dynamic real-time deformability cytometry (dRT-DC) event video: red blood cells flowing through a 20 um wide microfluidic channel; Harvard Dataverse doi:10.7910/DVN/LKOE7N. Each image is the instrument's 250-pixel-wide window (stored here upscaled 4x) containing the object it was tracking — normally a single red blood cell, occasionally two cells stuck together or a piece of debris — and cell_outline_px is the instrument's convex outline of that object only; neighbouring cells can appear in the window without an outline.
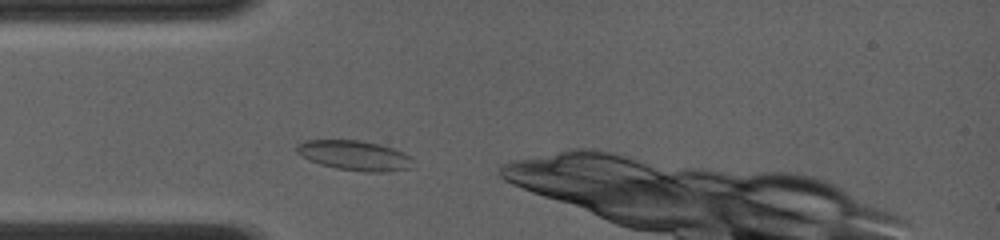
{"species": "common noctule bat (a hibernating species)", "species_latin": "Nyctalus noctula", "temperature_condition": "room temperature", "stored_images_in_passage": 39, "camera_frame_rate_fps": 4000, "um_per_image_px": 0.085, "animal": {"sex": "female", "body_mass_g": 19.0, "forearm_length_mm": 56.7}, "frame": {"image": 1, "passage_image": 1, "time_ms": 0.0, "image_size_px": [1000, 240], "cell_outline_px": [[412, 168], [388, 172], [364, 172], [336, 168], [320, 164], [308, 160], [296, 152], [296, 144], [304, 140], [360, 140], [380, 144], [404, 152], [412, 156]], "centroid_in_image_um": [30.15, 13.21], "position_along_channel_um": 54.9, "area_um2": 20.52}}
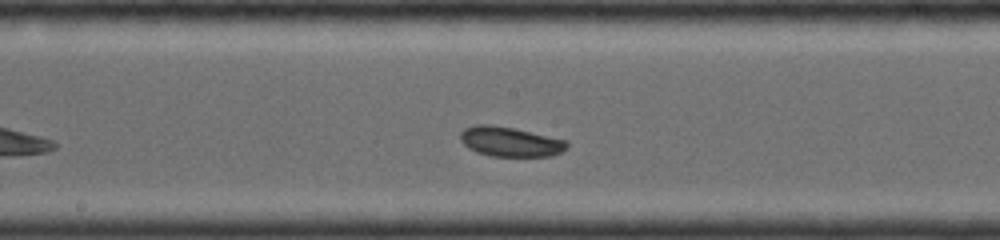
{"frame": {"image": 2, "passage_image": 16, "time_ms": 3.75, "image_size_px": [1000, 240], "cell_outline_px": [[568, 148], [564, 152], [552, 156], [492, 156], [476, 152], [468, 148], [460, 140], [460, 132], [464, 128], [476, 124], [492, 124], [512, 128], [568, 140]], "centroid_in_image_um": [43.38, 12.04], "position_along_channel_um": 204.8, "area_um2": 18.67}}
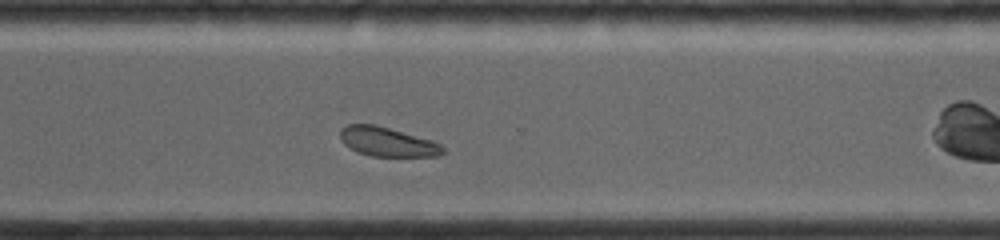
{"frame": {"image": 3, "passage_image": 29, "time_ms": 7.0, "image_size_px": [1000, 240], "cell_outline_px": [[444, 152], [440, 156], [372, 156], [356, 152], [344, 144], [340, 136], [340, 128], [348, 124], [376, 124], [432, 140], [440, 144], [444, 148]], "centroid_in_image_um": [32.91, 12.05], "position_along_channel_um": 337.7, "area_um2": 17.57}, "authors_computed_cell_mechanics": {"area_um2": 18.0336, "velocity_mm_per_s": 4.0823, "shape_relaxation_time_tau1_ms": 2.6407, "shape_relaxation_time_tau2_ms": 4.6857, "deformation_change_tau1": 0.0272, "deformation_change_tau2": 0.0824}}